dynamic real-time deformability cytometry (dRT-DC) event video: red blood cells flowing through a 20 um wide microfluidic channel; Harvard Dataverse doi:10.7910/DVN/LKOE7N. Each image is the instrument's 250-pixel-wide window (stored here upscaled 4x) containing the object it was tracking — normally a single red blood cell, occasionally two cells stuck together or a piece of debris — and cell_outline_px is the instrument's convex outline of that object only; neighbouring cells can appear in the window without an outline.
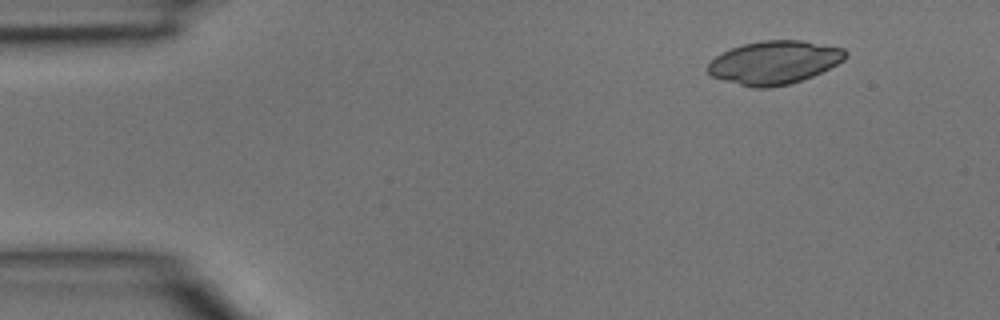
{"species": "common noctule bat (a hibernating species)", "species_latin": "Nyctalus noctula", "temperature_condition": "room temperature", "stored_images_in_passage": 2, "camera_frame_rate_fps": 3000, "um_per_image_px": 0.085, "animal": {"sex": "male", "body_mass_g": 15.6}, "frame": {"image": 1, "passage_image": 1, "time_ms": 0.0, "image_size_px": [1000, 320], "cell_outline_px": [[848, 56], [844, 60], [812, 76], [788, 84], [768, 88], [752, 88], [724, 80], [712, 76], [708, 72], [708, 64], [716, 56], [732, 48], [744, 44], [760, 40], [800, 40], [844, 48], [848, 52]], "centroid_in_image_um": [65.83, 5.3], "position_along_channel_um": 19.2, "area_um2": 34.45}}